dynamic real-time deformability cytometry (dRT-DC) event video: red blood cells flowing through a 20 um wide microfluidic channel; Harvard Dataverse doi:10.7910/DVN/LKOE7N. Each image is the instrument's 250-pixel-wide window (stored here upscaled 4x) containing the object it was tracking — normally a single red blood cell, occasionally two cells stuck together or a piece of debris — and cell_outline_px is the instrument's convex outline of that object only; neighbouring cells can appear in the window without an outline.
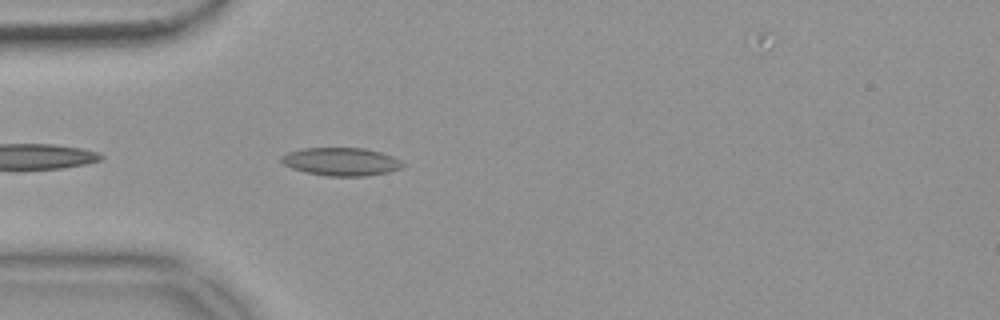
{"species": "common noctule bat (a hibernating species)", "species_latin": "Nyctalus noctula", "temperature_condition": "warm", "stored_images_in_passage": 11, "camera_frame_rate_fps": 3000, "um_per_image_px": 0.085, "animal": {"sex": "female", "body_mass_g": 18.4}, "frame": {"image": 1, "passage_image": 4, "time_ms": 1.0, "image_size_px": [1000, 320], "cell_outline_px": [[408, 164], [400, 168], [388, 172], [364, 176], [328, 176], [304, 172], [292, 168], [284, 164], [280, 160], [280, 156], [288, 152], [304, 148], [364, 148], [380, 152], [392, 156]], "centroid_in_image_um": [29.0, 13.74], "position_along_channel_um": 56.0, "area_um2": 19.88}}